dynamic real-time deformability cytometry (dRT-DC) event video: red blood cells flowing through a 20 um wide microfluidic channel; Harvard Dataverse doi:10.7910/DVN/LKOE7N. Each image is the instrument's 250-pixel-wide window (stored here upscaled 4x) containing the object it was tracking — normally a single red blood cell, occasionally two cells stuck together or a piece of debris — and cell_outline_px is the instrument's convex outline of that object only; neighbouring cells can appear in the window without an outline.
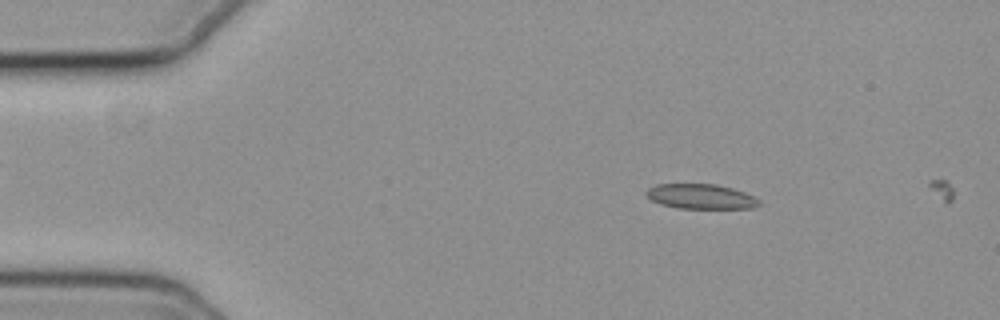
{"species": "common noctule bat (a hibernating species)", "species_latin": "Nyctalus noctula", "temperature_condition": "cold", "stored_images_in_passage": 10, "camera_frame_rate_fps": 3000, "um_per_image_px": 0.085, "animal": {"sex": "female", "body_mass_g": 19.3, "forearm_length_mm": 54.1}, "frame": {"image": 1, "passage_image": 9, "time_ms": 2.667, "image_size_px": [1000, 320], "cell_outline_px": [[760, 204], [752, 208], [680, 208], [660, 204], [652, 200], [644, 192], [648, 188], [656, 184], [716, 184], [732, 188], [744, 192], [760, 200]], "centroid_in_image_um": [59.55, 16.69], "position_along_channel_um": 25.4, "area_um2": 16.24}}